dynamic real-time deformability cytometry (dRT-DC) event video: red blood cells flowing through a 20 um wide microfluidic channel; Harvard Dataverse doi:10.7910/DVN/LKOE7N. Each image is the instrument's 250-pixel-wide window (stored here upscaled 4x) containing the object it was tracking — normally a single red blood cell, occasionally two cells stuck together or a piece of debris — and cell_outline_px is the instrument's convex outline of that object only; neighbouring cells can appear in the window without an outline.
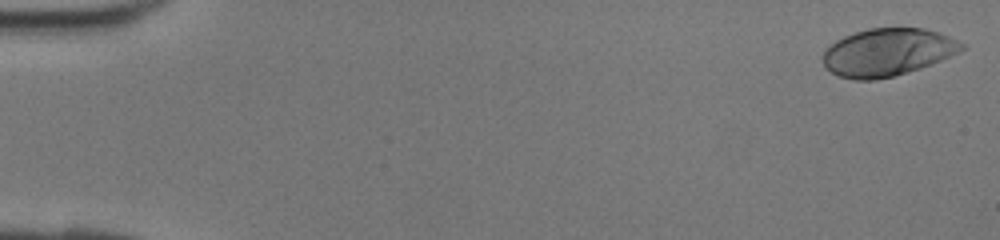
{"species": "human", "species_latin": "Homo sapiens", "temperature_condition": "room temperature", "stored_images_in_passage": 42, "camera_frame_rate_fps": 3000, "um_per_image_px": 0.085, "donor": {"sex": "female"}, "frame": {"image": 1, "passage_image": 1, "time_ms": 0.0, "image_size_px": [1000, 240], "cell_outline_px": [[968, 48], [960, 52], [920, 68], [892, 76], [876, 80], [856, 80], [836, 76], [824, 64], [820, 56], [836, 40], [844, 36], [868, 28], [924, 28], [940, 32], [968, 44]], "centroid_in_image_um": [75.48, 4.43], "position_along_channel_um": 9.5, "area_um2": 38.67}}
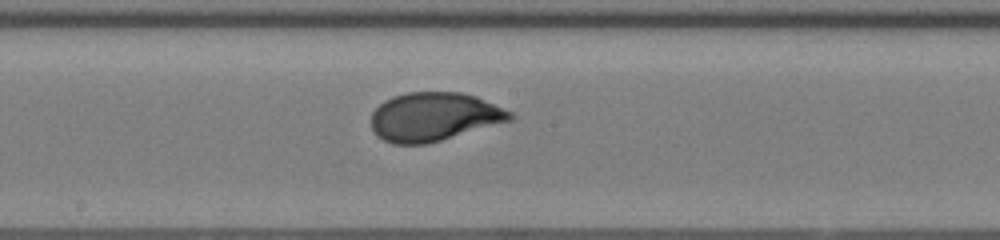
{"frame": {"image": 2, "passage_image": 23, "time_ms": 7.333, "image_size_px": [1000, 240], "cell_outline_px": [[516, 116], [512, 120], [428, 144], [392, 144], [376, 136], [372, 128], [372, 112], [384, 100], [392, 96], [408, 92], [460, 92], [476, 96], [512, 112]], "centroid_in_image_um": [36.88, 9.93], "position_along_channel_um": 211.3, "area_um2": 39.48}}
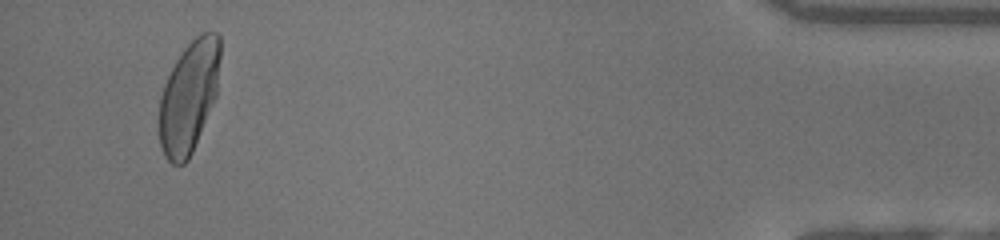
{"frame": {"image": 3, "passage_image": 40, "time_ms": 13.0, "image_size_px": [1000, 240], "cell_outline_px": [[220, 56], [216, 96], [192, 152], [188, 160], [184, 164], [172, 164], [164, 156], [160, 144], [160, 96], [164, 84], [176, 60], [184, 48], [200, 32], [216, 32], [220, 36]], "centroid_in_image_um": [16.06, 8.2], "position_along_channel_um": 419.1, "area_um2": 39.42}}